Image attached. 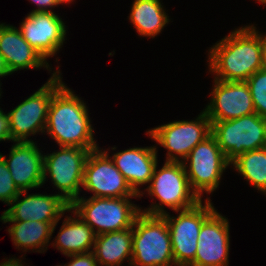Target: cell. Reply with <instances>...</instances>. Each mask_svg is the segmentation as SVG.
Wrapping results in <instances>:
<instances>
[{
	"label": "cell",
	"mask_w": 266,
	"mask_h": 266,
	"mask_svg": "<svg viewBox=\"0 0 266 266\" xmlns=\"http://www.w3.org/2000/svg\"><path fill=\"white\" fill-rule=\"evenodd\" d=\"M9 157L0 153L7 168L20 191L40 188L43 186L44 154L37 146L36 141H15Z\"/></svg>",
	"instance_id": "cell-17"
},
{
	"label": "cell",
	"mask_w": 266,
	"mask_h": 266,
	"mask_svg": "<svg viewBox=\"0 0 266 266\" xmlns=\"http://www.w3.org/2000/svg\"><path fill=\"white\" fill-rule=\"evenodd\" d=\"M245 82L250 89L255 113L266 118V69L256 71Z\"/></svg>",
	"instance_id": "cell-25"
},
{
	"label": "cell",
	"mask_w": 266,
	"mask_h": 266,
	"mask_svg": "<svg viewBox=\"0 0 266 266\" xmlns=\"http://www.w3.org/2000/svg\"><path fill=\"white\" fill-rule=\"evenodd\" d=\"M229 226L228 218L215 210L202 223L195 259L189 266H228Z\"/></svg>",
	"instance_id": "cell-16"
},
{
	"label": "cell",
	"mask_w": 266,
	"mask_h": 266,
	"mask_svg": "<svg viewBox=\"0 0 266 266\" xmlns=\"http://www.w3.org/2000/svg\"><path fill=\"white\" fill-rule=\"evenodd\" d=\"M70 257V262L64 264V266H98L93 251L87 253H79L67 255Z\"/></svg>",
	"instance_id": "cell-27"
},
{
	"label": "cell",
	"mask_w": 266,
	"mask_h": 266,
	"mask_svg": "<svg viewBox=\"0 0 266 266\" xmlns=\"http://www.w3.org/2000/svg\"><path fill=\"white\" fill-rule=\"evenodd\" d=\"M211 135L231 163L247 151L265 147L266 118L252 113L237 119L211 122Z\"/></svg>",
	"instance_id": "cell-7"
},
{
	"label": "cell",
	"mask_w": 266,
	"mask_h": 266,
	"mask_svg": "<svg viewBox=\"0 0 266 266\" xmlns=\"http://www.w3.org/2000/svg\"><path fill=\"white\" fill-rule=\"evenodd\" d=\"M135 197L100 198L80 196L70 204V209L100 235L132 228L141 212L139 205L130 199ZM97 229V230H96Z\"/></svg>",
	"instance_id": "cell-5"
},
{
	"label": "cell",
	"mask_w": 266,
	"mask_h": 266,
	"mask_svg": "<svg viewBox=\"0 0 266 266\" xmlns=\"http://www.w3.org/2000/svg\"><path fill=\"white\" fill-rule=\"evenodd\" d=\"M12 141L10 133L9 116L0 108V141Z\"/></svg>",
	"instance_id": "cell-28"
},
{
	"label": "cell",
	"mask_w": 266,
	"mask_h": 266,
	"mask_svg": "<svg viewBox=\"0 0 266 266\" xmlns=\"http://www.w3.org/2000/svg\"><path fill=\"white\" fill-rule=\"evenodd\" d=\"M67 26L55 12H30L20 24L23 38L46 61L65 43Z\"/></svg>",
	"instance_id": "cell-13"
},
{
	"label": "cell",
	"mask_w": 266,
	"mask_h": 266,
	"mask_svg": "<svg viewBox=\"0 0 266 266\" xmlns=\"http://www.w3.org/2000/svg\"><path fill=\"white\" fill-rule=\"evenodd\" d=\"M146 132L167 150L166 161L182 162L198 143L211 135V120L203 110L195 120H176Z\"/></svg>",
	"instance_id": "cell-11"
},
{
	"label": "cell",
	"mask_w": 266,
	"mask_h": 266,
	"mask_svg": "<svg viewBox=\"0 0 266 266\" xmlns=\"http://www.w3.org/2000/svg\"><path fill=\"white\" fill-rule=\"evenodd\" d=\"M213 81L210 103L203 109L211 122L255 113L250 89L245 81Z\"/></svg>",
	"instance_id": "cell-14"
},
{
	"label": "cell",
	"mask_w": 266,
	"mask_h": 266,
	"mask_svg": "<svg viewBox=\"0 0 266 266\" xmlns=\"http://www.w3.org/2000/svg\"><path fill=\"white\" fill-rule=\"evenodd\" d=\"M88 107L65 84L53 95L47 115V133L59 147H81L93 151L99 148Z\"/></svg>",
	"instance_id": "cell-2"
},
{
	"label": "cell",
	"mask_w": 266,
	"mask_h": 266,
	"mask_svg": "<svg viewBox=\"0 0 266 266\" xmlns=\"http://www.w3.org/2000/svg\"><path fill=\"white\" fill-rule=\"evenodd\" d=\"M156 146L132 147L120 150L110 156L116 168L122 173L132 190L140 196L139 186L150 184L153 171L158 164Z\"/></svg>",
	"instance_id": "cell-18"
},
{
	"label": "cell",
	"mask_w": 266,
	"mask_h": 266,
	"mask_svg": "<svg viewBox=\"0 0 266 266\" xmlns=\"http://www.w3.org/2000/svg\"><path fill=\"white\" fill-rule=\"evenodd\" d=\"M1 91H2V90H1V82H0V97H1V93H2Z\"/></svg>",
	"instance_id": "cell-35"
},
{
	"label": "cell",
	"mask_w": 266,
	"mask_h": 266,
	"mask_svg": "<svg viewBox=\"0 0 266 266\" xmlns=\"http://www.w3.org/2000/svg\"><path fill=\"white\" fill-rule=\"evenodd\" d=\"M256 1H258L259 3H262V5L263 4L266 5V0H256Z\"/></svg>",
	"instance_id": "cell-34"
},
{
	"label": "cell",
	"mask_w": 266,
	"mask_h": 266,
	"mask_svg": "<svg viewBox=\"0 0 266 266\" xmlns=\"http://www.w3.org/2000/svg\"><path fill=\"white\" fill-rule=\"evenodd\" d=\"M158 169L156 164L149 186L144 188L139 198L145 192L152 198L159 200V203L152 202L151 207L140 211L150 215H163L167 206L173 211L186 210L195 206L201 201L192 191L183 162L165 161L162 168Z\"/></svg>",
	"instance_id": "cell-3"
},
{
	"label": "cell",
	"mask_w": 266,
	"mask_h": 266,
	"mask_svg": "<svg viewBox=\"0 0 266 266\" xmlns=\"http://www.w3.org/2000/svg\"><path fill=\"white\" fill-rule=\"evenodd\" d=\"M68 212L75 217L65 216L52 246L65 256L93 251L96 240L94 230L70 208Z\"/></svg>",
	"instance_id": "cell-20"
},
{
	"label": "cell",
	"mask_w": 266,
	"mask_h": 266,
	"mask_svg": "<svg viewBox=\"0 0 266 266\" xmlns=\"http://www.w3.org/2000/svg\"><path fill=\"white\" fill-rule=\"evenodd\" d=\"M74 0H54V2L56 3V5H60V4H70L72 3Z\"/></svg>",
	"instance_id": "cell-32"
},
{
	"label": "cell",
	"mask_w": 266,
	"mask_h": 266,
	"mask_svg": "<svg viewBox=\"0 0 266 266\" xmlns=\"http://www.w3.org/2000/svg\"><path fill=\"white\" fill-rule=\"evenodd\" d=\"M182 162L190 187L200 200L204 193L212 194L219 188L223 172L231 166L212 135L198 143Z\"/></svg>",
	"instance_id": "cell-8"
},
{
	"label": "cell",
	"mask_w": 266,
	"mask_h": 266,
	"mask_svg": "<svg viewBox=\"0 0 266 266\" xmlns=\"http://www.w3.org/2000/svg\"><path fill=\"white\" fill-rule=\"evenodd\" d=\"M59 149L50 154L44 153L43 184L49 176L54 187L58 189V194L71 204L80 197L84 167L90 151L67 146H60Z\"/></svg>",
	"instance_id": "cell-9"
},
{
	"label": "cell",
	"mask_w": 266,
	"mask_h": 266,
	"mask_svg": "<svg viewBox=\"0 0 266 266\" xmlns=\"http://www.w3.org/2000/svg\"><path fill=\"white\" fill-rule=\"evenodd\" d=\"M62 78L58 66L45 84L7 113L14 142L34 141L30 139L31 135L44 133L53 95L65 84Z\"/></svg>",
	"instance_id": "cell-6"
},
{
	"label": "cell",
	"mask_w": 266,
	"mask_h": 266,
	"mask_svg": "<svg viewBox=\"0 0 266 266\" xmlns=\"http://www.w3.org/2000/svg\"><path fill=\"white\" fill-rule=\"evenodd\" d=\"M2 223H12L6 230L13 241L14 246L22 252L33 251L44 253L50 244L52 234L57 223L52 226L48 222L41 221H1ZM31 249V250H30ZM36 250V251H34Z\"/></svg>",
	"instance_id": "cell-22"
},
{
	"label": "cell",
	"mask_w": 266,
	"mask_h": 266,
	"mask_svg": "<svg viewBox=\"0 0 266 266\" xmlns=\"http://www.w3.org/2000/svg\"><path fill=\"white\" fill-rule=\"evenodd\" d=\"M254 25L235 28L208 51V68L214 79L246 81L264 68L265 34Z\"/></svg>",
	"instance_id": "cell-1"
},
{
	"label": "cell",
	"mask_w": 266,
	"mask_h": 266,
	"mask_svg": "<svg viewBox=\"0 0 266 266\" xmlns=\"http://www.w3.org/2000/svg\"><path fill=\"white\" fill-rule=\"evenodd\" d=\"M20 192L5 161L0 157V201L9 205Z\"/></svg>",
	"instance_id": "cell-26"
},
{
	"label": "cell",
	"mask_w": 266,
	"mask_h": 266,
	"mask_svg": "<svg viewBox=\"0 0 266 266\" xmlns=\"http://www.w3.org/2000/svg\"><path fill=\"white\" fill-rule=\"evenodd\" d=\"M23 255L20 257V259L11 257V258H6L3 262H0V266H25V262L22 264ZM8 259V260H7Z\"/></svg>",
	"instance_id": "cell-30"
},
{
	"label": "cell",
	"mask_w": 266,
	"mask_h": 266,
	"mask_svg": "<svg viewBox=\"0 0 266 266\" xmlns=\"http://www.w3.org/2000/svg\"><path fill=\"white\" fill-rule=\"evenodd\" d=\"M98 148L90 151L85 167L82 189L92 192L90 197L121 198L139 196L116 168L110 154Z\"/></svg>",
	"instance_id": "cell-12"
},
{
	"label": "cell",
	"mask_w": 266,
	"mask_h": 266,
	"mask_svg": "<svg viewBox=\"0 0 266 266\" xmlns=\"http://www.w3.org/2000/svg\"><path fill=\"white\" fill-rule=\"evenodd\" d=\"M93 253L98 266H122L132 260V228L96 235Z\"/></svg>",
	"instance_id": "cell-21"
},
{
	"label": "cell",
	"mask_w": 266,
	"mask_h": 266,
	"mask_svg": "<svg viewBox=\"0 0 266 266\" xmlns=\"http://www.w3.org/2000/svg\"><path fill=\"white\" fill-rule=\"evenodd\" d=\"M176 266L171 235L163 215L140 212L132 227L130 266Z\"/></svg>",
	"instance_id": "cell-4"
},
{
	"label": "cell",
	"mask_w": 266,
	"mask_h": 266,
	"mask_svg": "<svg viewBox=\"0 0 266 266\" xmlns=\"http://www.w3.org/2000/svg\"><path fill=\"white\" fill-rule=\"evenodd\" d=\"M25 194L27 191H21L12 200L10 207L1 214L0 221H41L54 226L70 208L59 194Z\"/></svg>",
	"instance_id": "cell-15"
},
{
	"label": "cell",
	"mask_w": 266,
	"mask_h": 266,
	"mask_svg": "<svg viewBox=\"0 0 266 266\" xmlns=\"http://www.w3.org/2000/svg\"><path fill=\"white\" fill-rule=\"evenodd\" d=\"M31 3L36 5V9L31 12H54L52 8L57 7L54 0H29Z\"/></svg>",
	"instance_id": "cell-29"
},
{
	"label": "cell",
	"mask_w": 266,
	"mask_h": 266,
	"mask_svg": "<svg viewBox=\"0 0 266 266\" xmlns=\"http://www.w3.org/2000/svg\"><path fill=\"white\" fill-rule=\"evenodd\" d=\"M11 75V72L9 71L4 58L0 54V78ZM1 81V80H0Z\"/></svg>",
	"instance_id": "cell-31"
},
{
	"label": "cell",
	"mask_w": 266,
	"mask_h": 266,
	"mask_svg": "<svg viewBox=\"0 0 266 266\" xmlns=\"http://www.w3.org/2000/svg\"><path fill=\"white\" fill-rule=\"evenodd\" d=\"M211 201L206 197L205 203L201 200L189 209L175 211L178 213L175 217L169 212L163 214L170 231L176 266H189L194 261L202 223L216 210Z\"/></svg>",
	"instance_id": "cell-10"
},
{
	"label": "cell",
	"mask_w": 266,
	"mask_h": 266,
	"mask_svg": "<svg viewBox=\"0 0 266 266\" xmlns=\"http://www.w3.org/2000/svg\"><path fill=\"white\" fill-rule=\"evenodd\" d=\"M0 54L11 74L18 70L42 67L52 72L48 61L30 46L20 29L5 23L0 24Z\"/></svg>",
	"instance_id": "cell-19"
},
{
	"label": "cell",
	"mask_w": 266,
	"mask_h": 266,
	"mask_svg": "<svg viewBox=\"0 0 266 266\" xmlns=\"http://www.w3.org/2000/svg\"><path fill=\"white\" fill-rule=\"evenodd\" d=\"M160 0H134L128 16L138 36L155 38L170 22Z\"/></svg>",
	"instance_id": "cell-23"
},
{
	"label": "cell",
	"mask_w": 266,
	"mask_h": 266,
	"mask_svg": "<svg viewBox=\"0 0 266 266\" xmlns=\"http://www.w3.org/2000/svg\"><path fill=\"white\" fill-rule=\"evenodd\" d=\"M230 165L243 179L266 195V147L247 151Z\"/></svg>",
	"instance_id": "cell-24"
},
{
	"label": "cell",
	"mask_w": 266,
	"mask_h": 266,
	"mask_svg": "<svg viewBox=\"0 0 266 266\" xmlns=\"http://www.w3.org/2000/svg\"><path fill=\"white\" fill-rule=\"evenodd\" d=\"M264 68L266 69V34H265V47H264Z\"/></svg>",
	"instance_id": "cell-33"
}]
</instances>
